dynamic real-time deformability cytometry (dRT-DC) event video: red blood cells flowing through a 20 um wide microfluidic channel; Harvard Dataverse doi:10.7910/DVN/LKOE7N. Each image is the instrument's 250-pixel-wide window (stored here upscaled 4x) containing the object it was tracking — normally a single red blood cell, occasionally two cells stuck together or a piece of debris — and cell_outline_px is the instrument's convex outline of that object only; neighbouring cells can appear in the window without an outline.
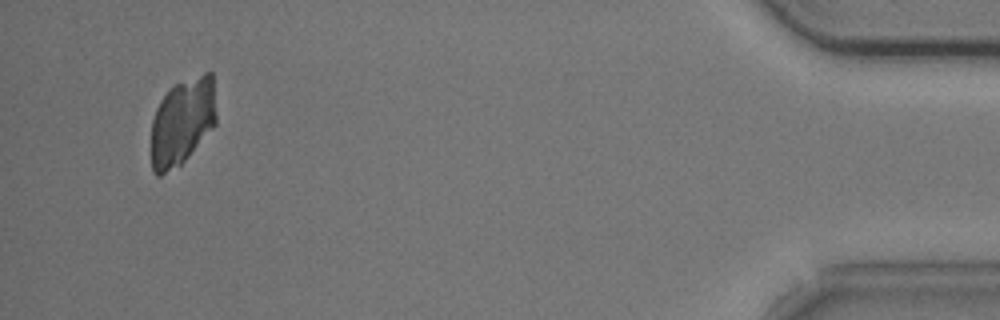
{"species": "common noctule bat (a hibernating species)", "species_latin": "Nyctalus noctula", "temperature_condition": "cold", "stored_images_in_passage": 53, "camera_frame_rate_fps": 3000, "um_per_image_px": 0.085, "animal": {"sex": "male", "body_mass_g": 20.5, "forearm_length_mm": 52.5}, "frame": {"image": 1, "passage_image": 51, "time_ms": 16.667, "image_size_px": [1000, 320], "cell_outline_px": [[216, 124], [188, 156], [180, 164], [160, 176], [156, 176], [152, 172], [152, 120], [156, 108], [160, 100], [176, 84], [204, 72], [212, 72], [216, 112]], "centroid_in_image_um": [15.5, 10.34], "position_along_channel_um": 419.7, "area_um2": 32.71}}